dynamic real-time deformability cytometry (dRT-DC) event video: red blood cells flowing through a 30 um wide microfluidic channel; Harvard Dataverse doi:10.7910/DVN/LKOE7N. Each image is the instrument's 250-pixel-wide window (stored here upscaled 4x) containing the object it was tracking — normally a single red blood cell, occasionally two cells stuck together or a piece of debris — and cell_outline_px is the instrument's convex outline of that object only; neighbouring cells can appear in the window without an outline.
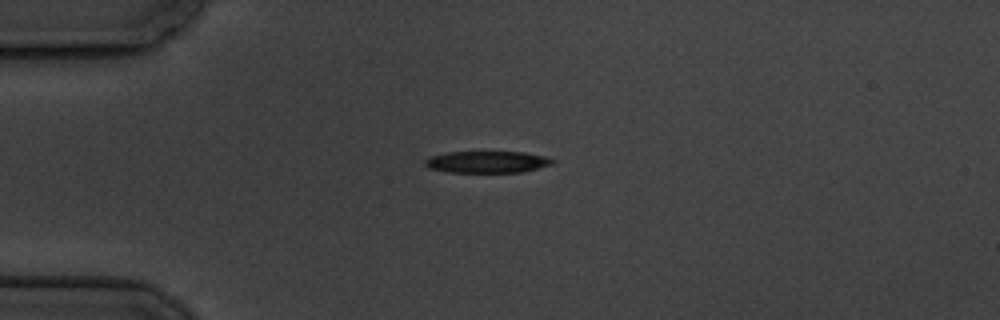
{"species": "common noctule bat (a hibernating species)", "species_latin": "Nyctalus noctula", "temperature_condition": "cold", "stored_images_in_passage": 3, "camera_frame_rate_fps": 3000, "um_per_image_px": 0.085, "animal": {"sex": "male", "body_mass_g": 19.5, "forearm_length_mm": 54.6}, "frame": {"image": 1, "passage_image": 1, "time_ms": 0.0, "image_size_px": [1000, 320], "cell_outline_px": [[556, 160], [552, 164], [520, 172], [444, 172], [428, 168], [424, 164], [424, 160], [432, 156], [448, 152], [524, 152], [544, 156]], "centroid_in_image_um": [41.37, 13.77], "position_along_channel_um": 43.6, "area_um2": 16.07}}